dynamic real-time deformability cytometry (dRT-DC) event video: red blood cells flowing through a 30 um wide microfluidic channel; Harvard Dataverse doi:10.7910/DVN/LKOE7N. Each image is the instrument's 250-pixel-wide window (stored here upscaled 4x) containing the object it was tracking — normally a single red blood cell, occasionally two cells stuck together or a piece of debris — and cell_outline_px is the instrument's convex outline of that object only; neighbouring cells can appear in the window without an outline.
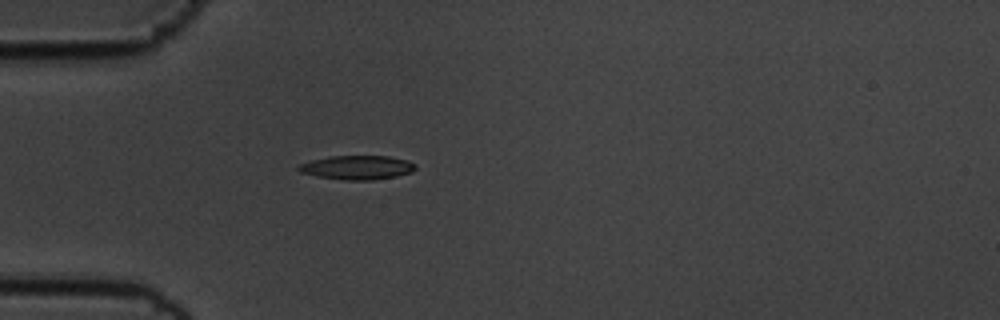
{"species": "common noctule bat (a hibernating species)", "species_latin": "Nyctalus noctula", "temperature_condition": "cold", "stored_images_in_passage": 34, "camera_frame_rate_fps": 3000, "um_per_image_px": 0.085, "animal": {"sex": "male", "body_mass_g": 19.5, "forearm_length_mm": 54.6}, "frame": {"image": 1, "passage_image": 1, "time_ms": 0.0, "image_size_px": [1000, 320], "cell_outline_px": [[416, 168], [412, 172], [396, 176], [372, 180], [344, 180], [320, 176], [300, 172], [296, 168], [296, 164], [328, 156], [388, 156], [408, 160], [416, 164]], "centroid_in_image_um": [30.36, 14.23], "position_along_channel_um": 54.6, "area_um2": 16.42}}
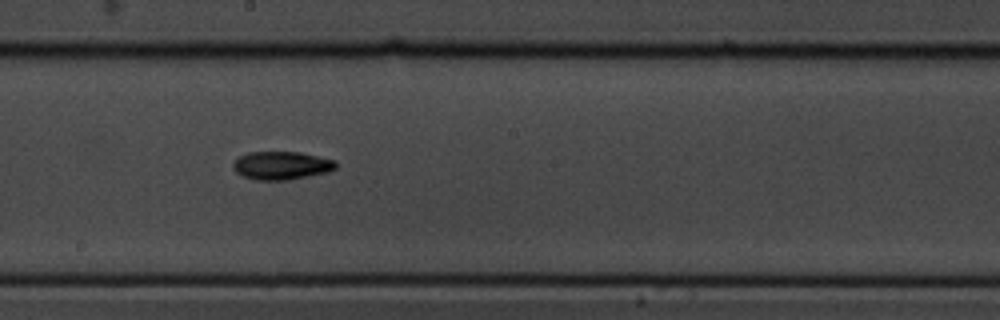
{"frame": {"image": 2, "passage_image": 16, "time_ms": 5.0, "image_size_px": [1000, 320], "cell_outline_px": [[336, 168], [328, 172], [288, 180], [256, 180], [244, 176], [236, 172], [232, 164], [240, 156], [248, 152], [300, 152], [336, 160]], "centroid_in_image_um": [23.94, 14.06], "position_along_channel_um": 224.3, "area_um2": 16.82}}
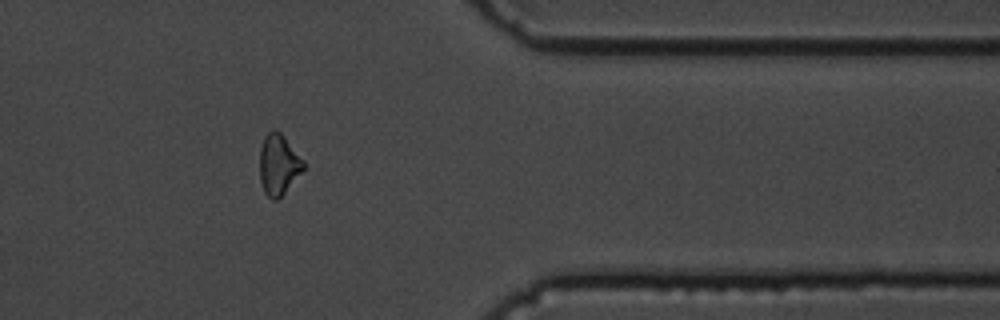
{"frame": {"image": 3, "passage_image": 31, "time_ms": 10.0, "image_size_px": [1000, 320], "cell_outline_px": [[304, 168], [284, 192], [276, 200], [272, 200], [264, 192], [260, 180], [260, 148], [264, 136], [272, 128], [280, 132], [304, 160]], "centroid_in_image_um": [23.65, 13.96], "position_along_channel_um": 387.7, "area_um2": 15.26}, "authors_computed_cell_mechanics": {"area_um2": 16.2707, "velocity_mm_per_s": 3.5566, "shape_relaxation_time_tau1_ms": 3.1004, "shape_relaxation_time_tau2_ms": null, "deformation_change_tau1": 0.1044, "deformation_change_tau2": null}}